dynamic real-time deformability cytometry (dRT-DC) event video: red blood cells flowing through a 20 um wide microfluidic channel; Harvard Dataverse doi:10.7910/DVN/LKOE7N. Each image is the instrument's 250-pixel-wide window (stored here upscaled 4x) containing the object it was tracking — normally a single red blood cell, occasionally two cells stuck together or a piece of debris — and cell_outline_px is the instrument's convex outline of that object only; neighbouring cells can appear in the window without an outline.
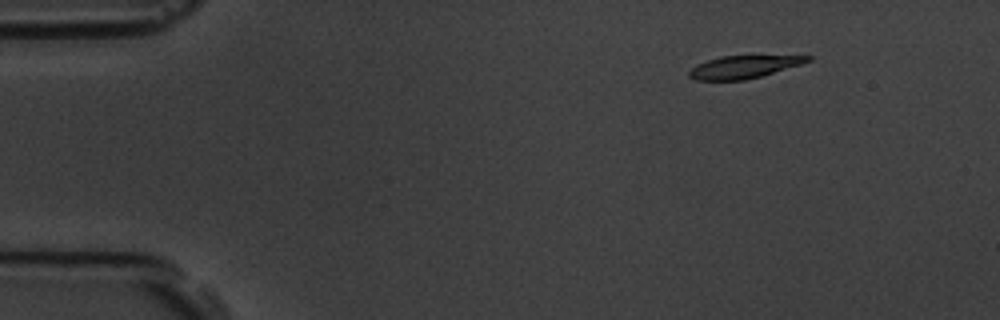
{"species": "common noctule bat (a hibernating species)", "species_latin": "Nyctalus noctula", "temperature_condition": "room temperature", "stored_images_in_passage": 4, "camera_frame_rate_fps": 3000, "um_per_image_px": 0.085, "animal": {"sex": "male", "body_mass_g": 19.5, "forearm_length_mm": 54.6}, "frame": {"image": 1, "passage_image": 2, "time_ms": 1.0, "image_size_px": [1000, 320], "cell_outline_px": [[812, 60], [800, 64], [760, 76], [744, 80], [696, 80], [688, 76], [688, 72], [696, 64], [720, 56], [752, 52], [812, 56]], "centroid_in_image_um": [63.28, 5.61], "position_along_channel_um": 21.7, "area_um2": 16.65}}
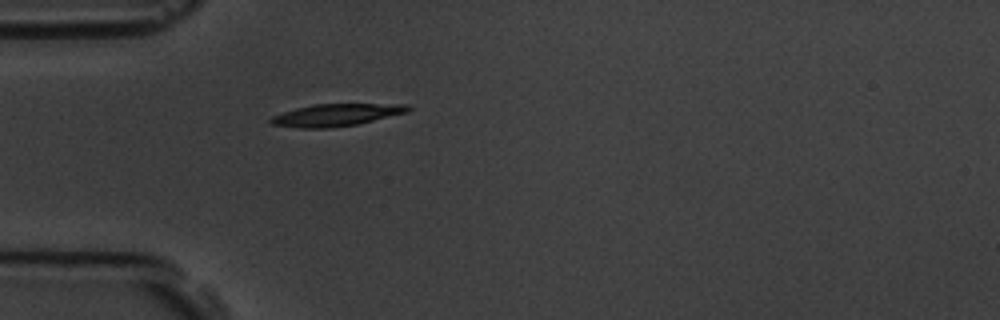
{"frame": {"image": 2, "passage_image": 4, "time_ms": 4.0, "image_size_px": [1000, 320], "cell_outline_px": [[412, 108], [408, 112], [356, 124], [328, 128], [300, 128], [272, 124], [268, 120], [272, 116], [296, 108], [312, 104], [408, 104]], "centroid_in_image_um": [28.58, 9.76], "position_along_channel_um": 56.4, "area_um2": 17.63}}